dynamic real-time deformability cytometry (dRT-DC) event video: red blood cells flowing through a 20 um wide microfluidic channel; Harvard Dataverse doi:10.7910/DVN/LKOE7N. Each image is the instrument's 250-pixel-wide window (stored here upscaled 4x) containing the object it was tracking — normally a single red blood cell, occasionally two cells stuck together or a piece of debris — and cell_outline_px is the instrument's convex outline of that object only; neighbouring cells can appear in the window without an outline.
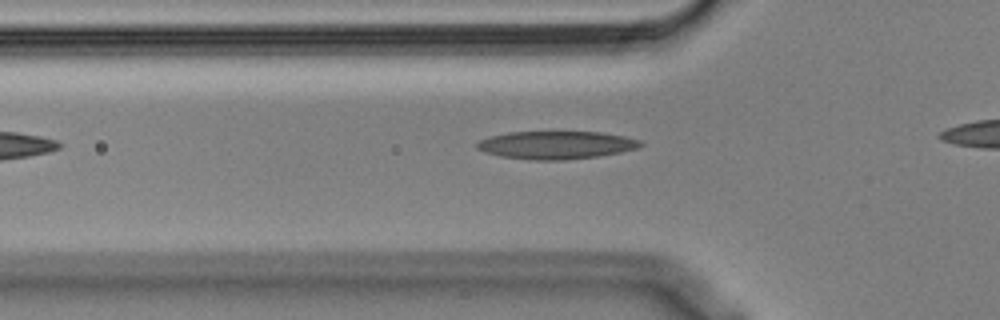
{"species": "Egyptian fruit bat (a non-hibernating species)", "species_latin": "Rousettus aegyptiacus", "temperature_condition": "cold", "stored_images_in_passage": 8, "camera_frame_rate_fps": 3000, "um_per_image_px": 0.085, "animal": {"sex": "male"}, "frame": {"image": 1, "passage_image": 2, "time_ms": 0.333, "image_size_px": [1000, 320], "cell_outline_px": [[644, 144], [636, 148], [620, 152], [600, 156], [564, 160], [532, 160], [500, 156], [484, 152], [476, 148], [476, 144], [480, 140], [488, 136], [508, 132], [600, 132], [624, 136], [640, 140]], "centroid_in_image_um": [47.25, 12.33], "position_along_channel_um": 78.6, "area_um2": 26.65}}
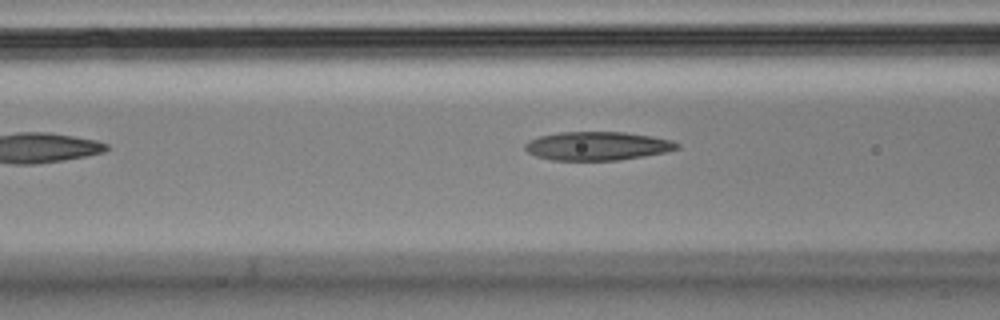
{"frame": {"image": 2, "passage_image": 5, "time_ms": 1.333, "image_size_px": [1000, 320], "cell_outline_px": [[680, 148], [668, 152], [644, 156], [616, 160], [552, 160], [536, 156], [528, 152], [524, 148], [524, 144], [528, 140], [540, 136], [560, 132], [624, 132], [652, 136], [672, 140], [680, 144]], "centroid_in_image_um": [50.8, 12.4], "position_along_channel_um": 115.8, "area_um2": 25.43}}